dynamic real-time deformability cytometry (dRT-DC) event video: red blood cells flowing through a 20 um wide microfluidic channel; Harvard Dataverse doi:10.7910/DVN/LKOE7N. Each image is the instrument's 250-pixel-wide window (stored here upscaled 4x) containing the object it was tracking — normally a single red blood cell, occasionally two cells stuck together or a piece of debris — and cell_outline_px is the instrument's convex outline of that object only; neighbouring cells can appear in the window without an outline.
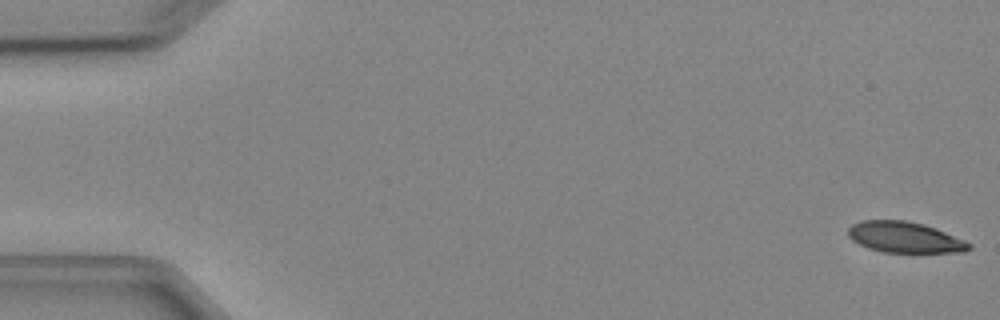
{"species": "Egyptian fruit bat (a non-hibernating species)", "species_latin": "Rousettus aegyptiacus", "temperature_condition": "cold", "stored_images_in_passage": 5, "camera_frame_rate_fps": 3000, "um_per_image_px": 0.085, "animal": {"sex": "female"}, "frame": {"image": 1, "passage_image": 1, "time_ms": 0.0, "image_size_px": [1000, 320], "cell_outline_px": [[972, 248], [964, 252], [884, 252], [868, 248], [852, 240], [848, 236], [848, 228], [852, 224], [860, 220], [904, 220], [924, 224], [936, 228], [964, 240], [972, 244]], "centroid_in_image_um": [76.9, 20.16], "position_along_channel_um": 8.1, "area_um2": 21.79}}
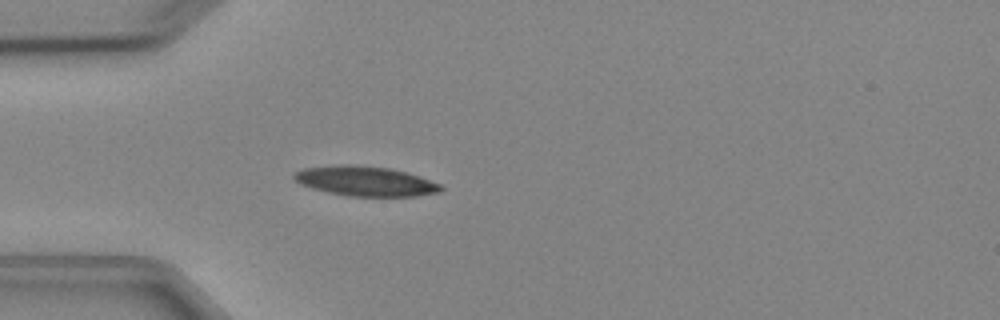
{"frame": {"image": 2, "passage_image": 5, "time_ms": 4.667, "image_size_px": [1000, 320], "cell_outline_px": [[444, 188], [440, 192], [416, 196], [348, 196], [328, 192], [312, 188], [300, 184], [292, 176], [296, 172], [304, 168], [336, 164], [352, 164], [392, 168], [440, 184]], "centroid_in_image_um": [31.03, 15.39], "position_along_channel_um": 54.0, "area_um2": 25.37}}